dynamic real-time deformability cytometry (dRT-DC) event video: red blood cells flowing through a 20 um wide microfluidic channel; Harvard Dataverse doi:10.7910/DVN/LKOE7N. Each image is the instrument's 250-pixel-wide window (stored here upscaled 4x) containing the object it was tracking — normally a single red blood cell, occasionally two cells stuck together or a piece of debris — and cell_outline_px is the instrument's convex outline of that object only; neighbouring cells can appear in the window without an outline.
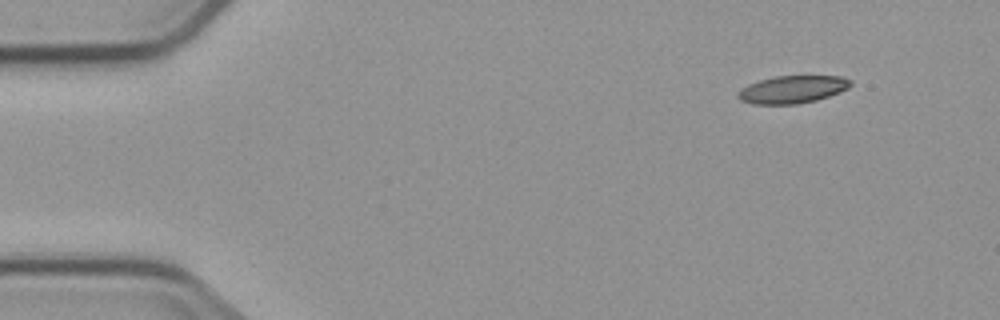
{"species": "common noctule bat (a hibernating species)", "species_latin": "Nyctalus noctula", "temperature_condition": "cold", "stored_images_in_passage": 6, "segment_of_instrument_passage": [2, 2], "camera_frame_rate_fps": 3000, "um_per_image_px": 0.085, "animal": {"sex": "male", "body_mass_g": 23.1, "forearm_length_mm": 52.7}, "frame": {"image": 1, "passage_image": 6, "time_ms": 6.0, "image_size_px": [1000, 320], "cell_outline_px": [[852, 84], [848, 88], [840, 92], [816, 100], [796, 104], [752, 104], [740, 100], [736, 96], [736, 92], [740, 88], [748, 84], [760, 80], [776, 76], [840, 76], [852, 80]], "centroid_in_image_um": [67.32, 7.6], "position_along_channel_um": 17.7, "area_um2": 18.21}}